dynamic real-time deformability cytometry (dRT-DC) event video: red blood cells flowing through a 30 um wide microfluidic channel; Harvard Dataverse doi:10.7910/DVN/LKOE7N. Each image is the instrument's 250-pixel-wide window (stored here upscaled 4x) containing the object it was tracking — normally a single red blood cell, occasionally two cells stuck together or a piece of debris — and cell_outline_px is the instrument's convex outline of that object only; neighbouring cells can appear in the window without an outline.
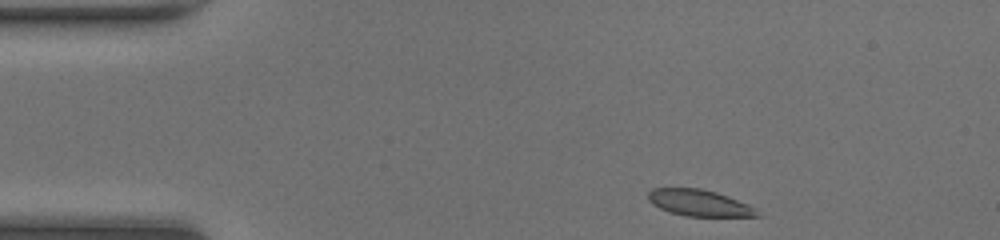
{"species": "common noctule bat (a hibernating species)", "species_latin": "Nyctalus noctula", "temperature_condition": "room temperature", "stored_images_in_passage": 41, "camera_frame_rate_fps": 3000, "um_per_image_px": 0.085, "animal": {"sex": "female", "body_mass_g": 20.0, "forearm_length_mm": 54.0}, "frame": {"image": 1, "passage_image": 1, "time_ms": 0.0, "image_size_px": [1000, 240], "cell_outline_px": [[760, 216], [684, 216], [660, 208], [652, 204], [648, 200], [648, 192], [652, 188], [700, 188], [716, 192], [728, 196], [748, 204], [756, 208]], "centroid_in_image_um": [59.42, 17.24], "position_along_channel_um": 25.6, "area_um2": 16.7}}
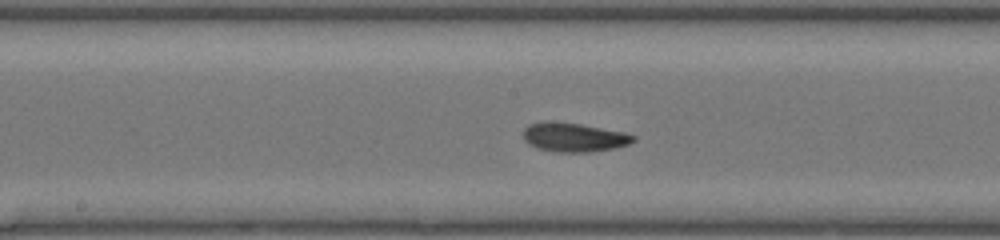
{"frame": {"image": 2, "passage_image": 18, "time_ms": 5.667, "image_size_px": [1000, 240], "cell_outline_px": [[636, 140], [628, 144], [616, 148], [588, 152], [556, 152], [536, 148], [528, 144], [524, 140], [524, 128], [528, 124], [544, 120], [580, 124], [624, 132], [636, 136]], "centroid_in_image_um": [48.76, 11.66], "position_along_channel_um": 199.4, "area_um2": 18.79}}
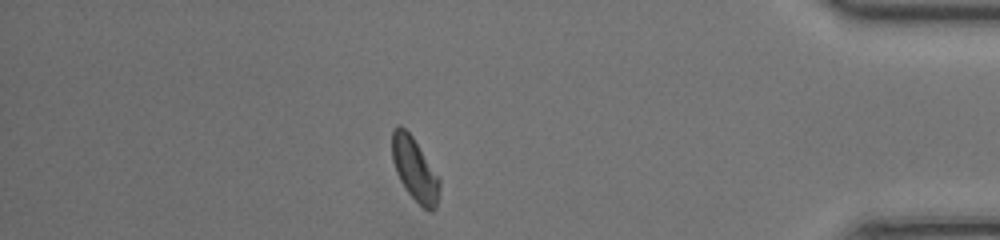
{"frame": {"image": 3, "passage_image": 35, "time_ms": 11.333, "image_size_px": [1000, 240], "cell_outline_px": [[440, 188], [436, 208], [432, 212], [428, 212], [408, 192], [400, 180], [396, 172], [392, 160], [392, 128], [400, 124], [412, 136], [440, 176]], "centroid_in_image_um": [35.27, 14.38], "position_along_channel_um": 399.9, "area_um2": 17.63}, "authors_computed_cell_mechanics": {"area_um2": 18.0336, "velocity_mm_per_s": 4.2807, "shape_relaxation_time_tau1_ms": 2.3296, "shape_relaxation_time_tau2_ms": 1.7749, "deformation_change_tau1": 0.1092, "deformation_change_tau2": 0.0577}}